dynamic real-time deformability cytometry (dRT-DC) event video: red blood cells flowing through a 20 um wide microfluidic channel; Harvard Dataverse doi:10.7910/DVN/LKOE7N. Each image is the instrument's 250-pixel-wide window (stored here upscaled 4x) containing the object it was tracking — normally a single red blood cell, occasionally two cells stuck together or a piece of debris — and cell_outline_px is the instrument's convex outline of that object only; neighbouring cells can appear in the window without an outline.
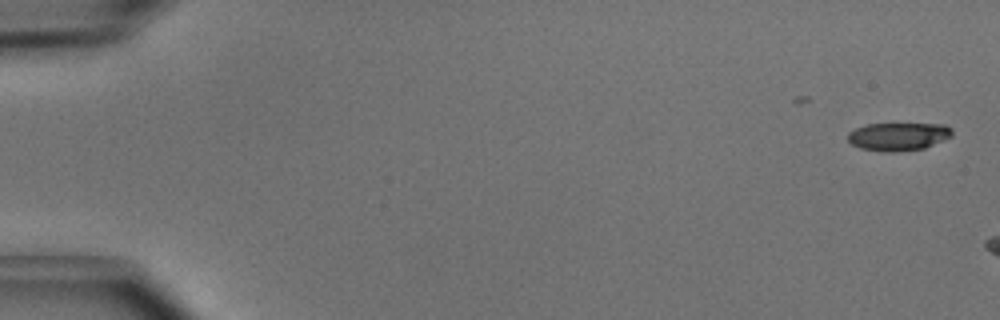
{"species": "common noctule bat (a hibernating species)", "species_latin": "Nyctalus noctula", "temperature_condition": "cold", "stored_images_in_passage": 3, "camera_frame_rate_fps": 3000, "um_per_image_px": 0.085, "animal": {"sex": "male", "body_mass_g": 15.6}, "frame": {"image": 1, "passage_image": 1, "time_ms": 0.0, "image_size_px": [1000, 320], "cell_outline_px": [[952, 136], [944, 140], [924, 148], [896, 152], [884, 152], [860, 148], [852, 144], [848, 140], [848, 132], [856, 128], [868, 124], [944, 124], [952, 128]], "centroid_in_image_um": [76.36, 11.6], "position_along_channel_um": 8.6, "area_um2": 17.05}}